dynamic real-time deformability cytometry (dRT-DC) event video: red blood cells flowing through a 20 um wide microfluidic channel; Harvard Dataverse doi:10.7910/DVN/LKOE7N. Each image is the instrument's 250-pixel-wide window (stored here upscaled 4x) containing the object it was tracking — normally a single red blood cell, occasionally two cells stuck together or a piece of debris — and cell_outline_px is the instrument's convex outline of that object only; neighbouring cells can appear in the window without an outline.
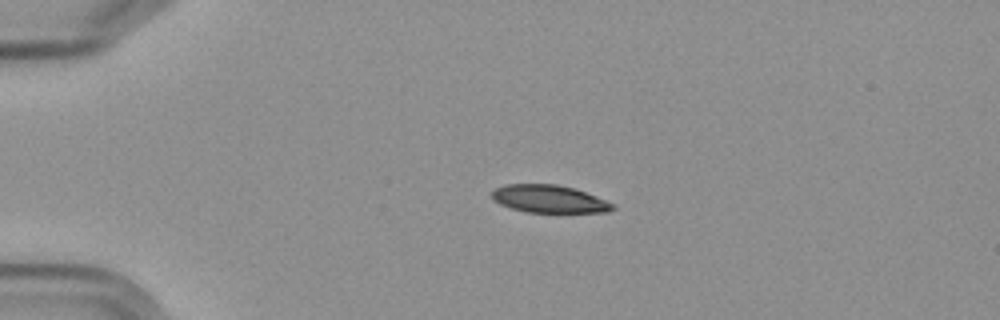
{"species": "Egyptian fruit bat (a non-hibernating species)", "species_latin": "Rousettus aegyptiacus", "temperature_condition": "cold", "stored_images_in_passage": 3, "camera_frame_rate_fps": 3000, "um_per_image_px": 0.085, "frame": {"image": 1, "passage_image": 1, "time_ms": 0.0, "image_size_px": [1000, 320], "cell_outline_px": [[616, 208], [608, 212], [528, 212], [512, 208], [500, 204], [492, 200], [488, 196], [496, 188], [504, 184], [556, 184], [572, 188], [596, 196], [616, 204]], "centroid_in_image_um": [46.66, 16.91], "position_along_channel_um": 38.3, "area_um2": 19.54}}
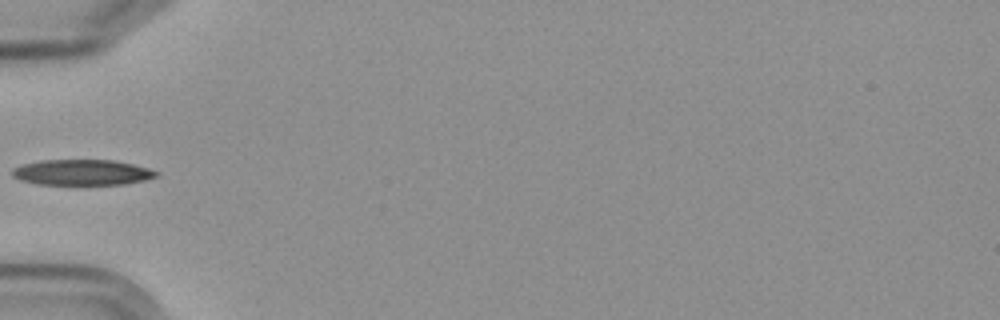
{"frame": {"image": 2, "passage_image": 3, "time_ms": 2.333, "image_size_px": [1000, 320], "cell_outline_px": [[160, 172], [156, 176], [144, 180], [124, 184], [40, 184], [20, 180], [12, 176], [12, 168], [24, 164], [40, 160], [112, 160], [132, 164], [148, 168]], "centroid_in_image_um": [6.96, 14.65], "position_along_channel_um": 78.0, "area_um2": 21.33}}